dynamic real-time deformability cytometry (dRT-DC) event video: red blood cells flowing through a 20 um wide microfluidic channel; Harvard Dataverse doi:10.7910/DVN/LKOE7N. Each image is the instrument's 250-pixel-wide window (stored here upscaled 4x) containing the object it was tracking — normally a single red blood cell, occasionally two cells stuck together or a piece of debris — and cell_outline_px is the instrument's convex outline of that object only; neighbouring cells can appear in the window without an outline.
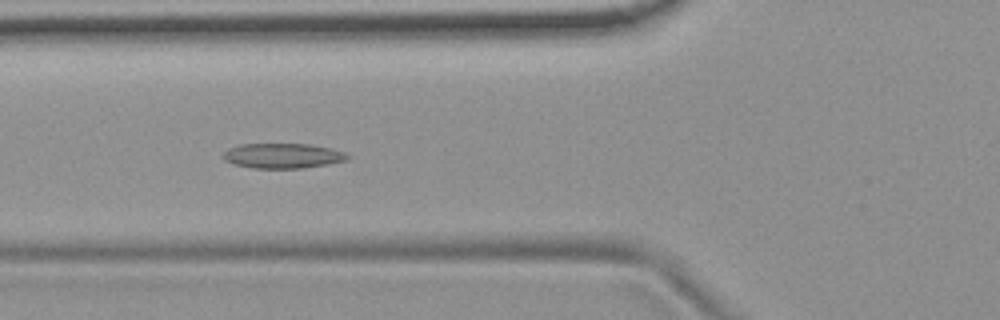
{"species": "common noctule bat (a hibernating species)", "species_latin": "Nyctalus noctula", "temperature_condition": "room temperature", "stored_images_in_passage": 52, "camera_frame_rate_fps": 3000, "um_per_image_px": 0.085, "animal": {"sex": "female", "body_mass_g": 19.9}, "frame": {"image": 1, "passage_image": 18, "time_ms": 5.667, "image_size_px": [1000, 320], "cell_outline_px": [[352, 156], [348, 160], [328, 164], [304, 168], [252, 168], [232, 164], [224, 160], [220, 156], [228, 148], [240, 144], [312, 144], [344, 152]], "centroid_in_image_um": [24.01, 13.24], "position_along_channel_um": 101.8, "area_um2": 18.32}}
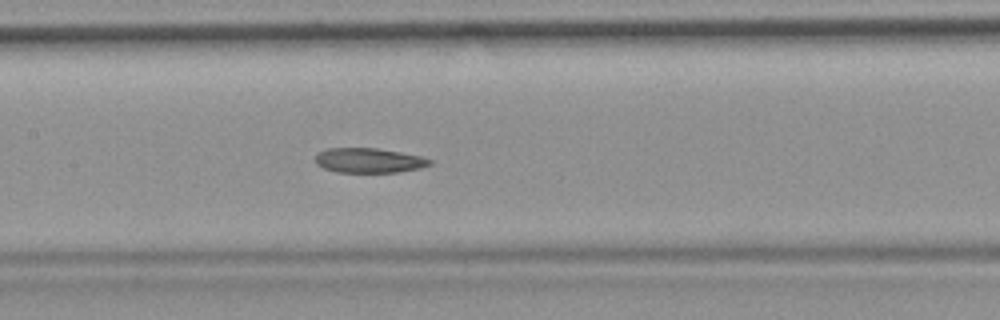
{"frame": {"image": 2, "passage_image": 24, "time_ms": 7.667, "image_size_px": [1000, 320], "cell_outline_px": [[432, 164], [420, 168], [400, 172], [336, 172], [324, 168], [316, 164], [316, 156], [320, 152], [328, 148], [376, 148], [400, 152], [420, 156], [432, 160]], "centroid_in_image_um": [31.38, 13.64], "position_along_channel_um": 176.0, "area_um2": 16.42}}
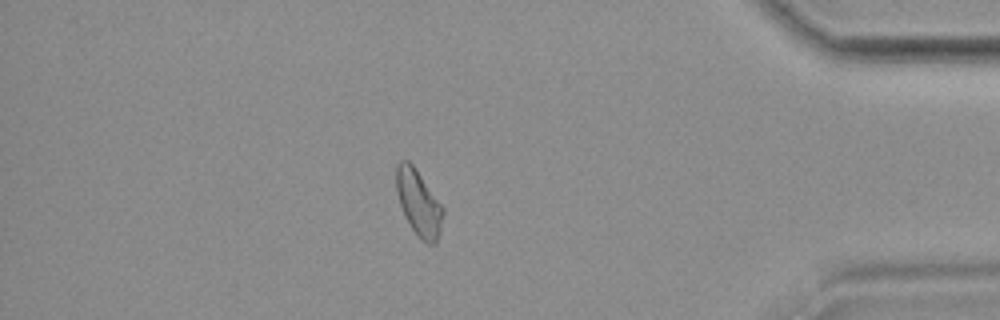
{"frame": {"image": 3, "passage_image": 45, "time_ms": 14.667, "image_size_px": [1000, 320], "cell_outline_px": [[444, 212], [440, 232], [436, 244], [428, 244], [420, 240], [416, 236], [404, 216], [396, 192], [396, 164], [400, 160], [408, 160], [412, 164], [444, 208]], "centroid_in_image_um": [35.58, 17.28], "position_along_channel_um": 399.6, "area_um2": 18.03}, "authors_computed_cell_mechanics": {"area_um2": 18.0625, "velocity_mm_per_s": 3.7056, "shape_relaxation_time_tau1_ms": null, "shape_relaxation_time_tau2_ms": 6.0641, "deformation_change_tau1": null, "deformation_change_tau2": 0.1178}}